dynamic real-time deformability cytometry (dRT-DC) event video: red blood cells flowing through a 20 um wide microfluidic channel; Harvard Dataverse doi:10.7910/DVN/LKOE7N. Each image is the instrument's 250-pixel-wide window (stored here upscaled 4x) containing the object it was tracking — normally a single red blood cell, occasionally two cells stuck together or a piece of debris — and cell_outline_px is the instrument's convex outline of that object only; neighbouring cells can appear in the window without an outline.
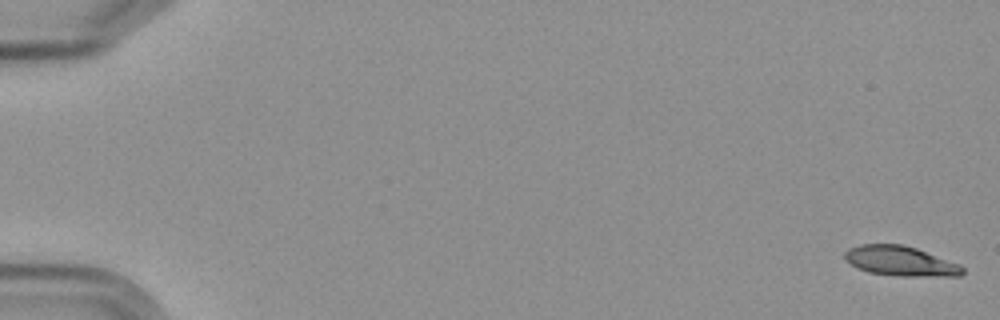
{"species": "Egyptian fruit bat (a non-hibernating species)", "species_latin": "Rousettus aegyptiacus", "temperature_condition": "cold", "stored_images_in_passage": 6, "camera_frame_rate_fps": 3000, "um_per_image_px": 0.085, "frame": {"image": 1, "passage_image": 1, "time_ms": 0.0, "image_size_px": [1000, 320], "cell_outline_px": [[964, 272], [960, 276], [900, 276], [868, 272], [844, 260], [844, 252], [848, 248], [860, 244], [900, 244], [916, 248], [960, 264], [964, 268]], "centroid_in_image_um": [76.54, 22.18], "position_along_channel_um": 8.5, "area_um2": 20.46}}
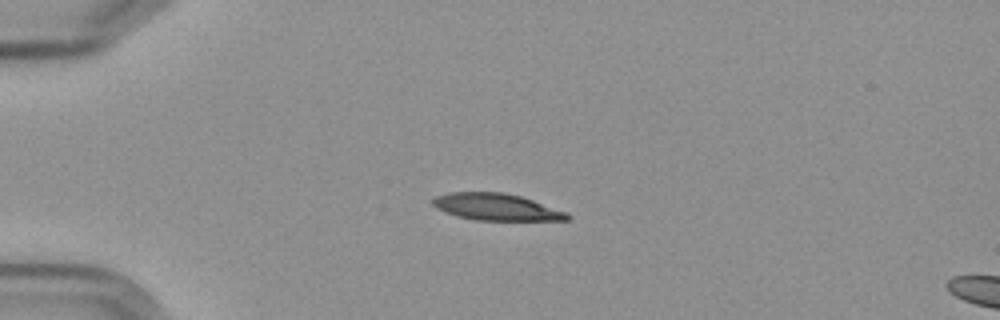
{"frame": {"image": 2, "passage_image": 5, "time_ms": 4.667, "image_size_px": [1000, 320], "cell_outline_px": [[572, 216], [568, 220], [476, 220], [460, 216], [448, 212], [432, 204], [432, 200], [436, 196], [448, 192], [504, 192], [520, 196], [532, 200], [564, 212]], "centroid_in_image_um": [42.19, 17.58], "position_along_channel_um": 42.8, "area_um2": 20.52}}